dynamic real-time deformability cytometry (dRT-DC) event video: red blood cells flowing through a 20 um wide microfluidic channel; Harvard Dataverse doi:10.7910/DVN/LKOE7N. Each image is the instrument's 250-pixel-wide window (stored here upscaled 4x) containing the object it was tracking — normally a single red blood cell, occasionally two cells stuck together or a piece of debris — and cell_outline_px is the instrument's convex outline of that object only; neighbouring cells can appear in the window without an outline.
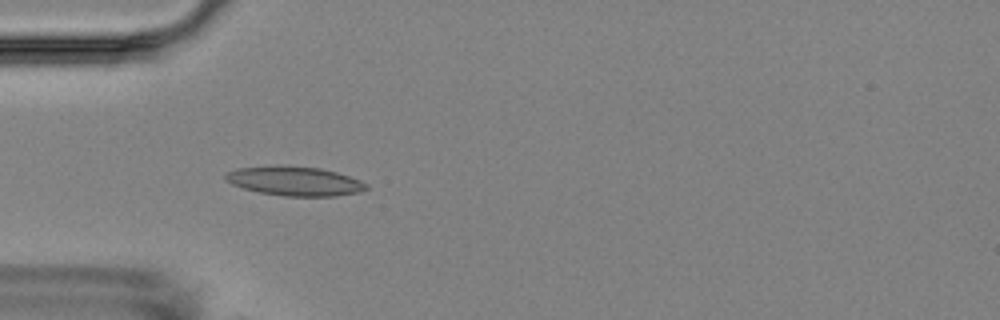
{"species": "Egyptian fruit bat (a non-hibernating species)", "species_latin": "Rousettus aegyptiacus", "temperature_condition": "room temperature", "stored_images_in_passage": 5, "camera_frame_rate_fps": 3000, "um_per_image_px": 0.085, "animal": {"sex": "female"}, "frame": {"image": 1, "passage_image": 4, "time_ms": 3.667, "image_size_px": [1000, 320], "cell_outline_px": [[368, 188], [360, 192], [336, 196], [284, 196], [260, 192], [244, 188], [232, 184], [224, 180], [224, 172], [236, 168], [320, 168], [336, 172], [360, 180], [368, 184]], "centroid_in_image_um": [25.08, 15.44], "position_along_channel_um": 59.9, "area_um2": 23.12}}